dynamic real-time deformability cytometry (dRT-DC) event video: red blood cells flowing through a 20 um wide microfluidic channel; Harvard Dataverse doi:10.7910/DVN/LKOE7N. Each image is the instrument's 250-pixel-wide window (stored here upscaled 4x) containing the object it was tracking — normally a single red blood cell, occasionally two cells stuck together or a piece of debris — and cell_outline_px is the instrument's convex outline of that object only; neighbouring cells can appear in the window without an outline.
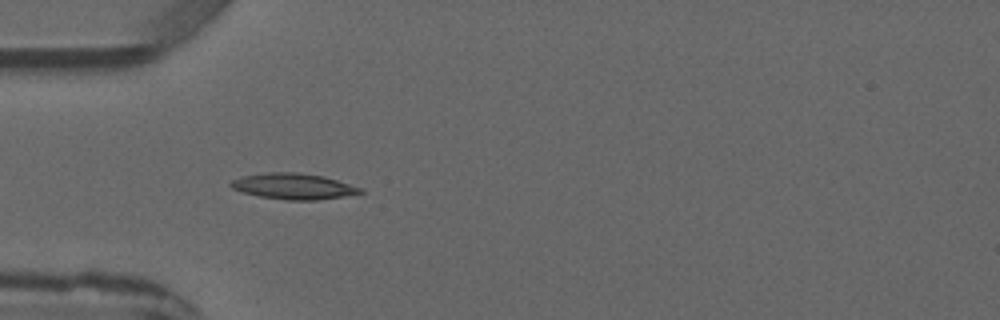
{"species": "common noctule bat (a hibernating species)", "species_latin": "Nyctalus noctula", "temperature_condition": "warm", "stored_images_in_passage": 4, "camera_frame_rate_fps": 3000, "um_per_image_px": 0.085, "animal": {"sex": "male", "forearm_length_mm": 52.5}, "frame": {"image": 1, "passage_image": 4, "time_ms": 3.667, "image_size_px": [1000, 320], "cell_outline_px": [[364, 192], [316, 200], [288, 200], [260, 196], [244, 192], [232, 188], [228, 184], [232, 180], [244, 176], [268, 172], [296, 172], [324, 176], [360, 188]], "centroid_in_image_um": [24.9, 15.82], "position_along_channel_um": 60.1, "area_um2": 19.07}}